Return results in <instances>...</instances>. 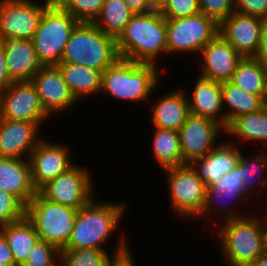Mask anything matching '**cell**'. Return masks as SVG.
Returning <instances> with one entry per match:
<instances>
[{
  "mask_svg": "<svg viewBox=\"0 0 267 266\" xmlns=\"http://www.w3.org/2000/svg\"><path fill=\"white\" fill-rule=\"evenodd\" d=\"M93 197L78 210L69 242L63 249H104L124 213V204L102 203Z\"/></svg>",
  "mask_w": 267,
  "mask_h": 266,
  "instance_id": "obj_4",
  "label": "cell"
},
{
  "mask_svg": "<svg viewBox=\"0 0 267 266\" xmlns=\"http://www.w3.org/2000/svg\"><path fill=\"white\" fill-rule=\"evenodd\" d=\"M241 151L231 142L217 145L203 158L191 163L206 187H212L238 164Z\"/></svg>",
  "mask_w": 267,
  "mask_h": 266,
  "instance_id": "obj_21",
  "label": "cell"
},
{
  "mask_svg": "<svg viewBox=\"0 0 267 266\" xmlns=\"http://www.w3.org/2000/svg\"><path fill=\"white\" fill-rule=\"evenodd\" d=\"M173 211L187 217H200L206 200V185L191 164L164 169Z\"/></svg>",
  "mask_w": 267,
  "mask_h": 266,
  "instance_id": "obj_8",
  "label": "cell"
},
{
  "mask_svg": "<svg viewBox=\"0 0 267 266\" xmlns=\"http://www.w3.org/2000/svg\"><path fill=\"white\" fill-rule=\"evenodd\" d=\"M219 34L244 58L255 57L261 38L259 17L234 11L219 25Z\"/></svg>",
  "mask_w": 267,
  "mask_h": 266,
  "instance_id": "obj_16",
  "label": "cell"
},
{
  "mask_svg": "<svg viewBox=\"0 0 267 266\" xmlns=\"http://www.w3.org/2000/svg\"><path fill=\"white\" fill-rule=\"evenodd\" d=\"M0 190L14 195L24 206L38 192L34 187L29 159L0 157Z\"/></svg>",
  "mask_w": 267,
  "mask_h": 266,
  "instance_id": "obj_20",
  "label": "cell"
},
{
  "mask_svg": "<svg viewBox=\"0 0 267 266\" xmlns=\"http://www.w3.org/2000/svg\"><path fill=\"white\" fill-rule=\"evenodd\" d=\"M92 187L88 169L75 164L56 179L49 181L39 192L52 202L80 209L94 197Z\"/></svg>",
  "mask_w": 267,
  "mask_h": 266,
  "instance_id": "obj_10",
  "label": "cell"
},
{
  "mask_svg": "<svg viewBox=\"0 0 267 266\" xmlns=\"http://www.w3.org/2000/svg\"><path fill=\"white\" fill-rule=\"evenodd\" d=\"M25 216V206L12 194L0 190V225L12 223Z\"/></svg>",
  "mask_w": 267,
  "mask_h": 266,
  "instance_id": "obj_36",
  "label": "cell"
},
{
  "mask_svg": "<svg viewBox=\"0 0 267 266\" xmlns=\"http://www.w3.org/2000/svg\"><path fill=\"white\" fill-rule=\"evenodd\" d=\"M0 266H17L4 235L0 232Z\"/></svg>",
  "mask_w": 267,
  "mask_h": 266,
  "instance_id": "obj_43",
  "label": "cell"
},
{
  "mask_svg": "<svg viewBox=\"0 0 267 266\" xmlns=\"http://www.w3.org/2000/svg\"><path fill=\"white\" fill-rule=\"evenodd\" d=\"M132 16L133 13L124 0H105L93 23L106 35L116 40L124 31Z\"/></svg>",
  "mask_w": 267,
  "mask_h": 266,
  "instance_id": "obj_30",
  "label": "cell"
},
{
  "mask_svg": "<svg viewBox=\"0 0 267 266\" xmlns=\"http://www.w3.org/2000/svg\"><path fill=\"white\" fill-rule=\"evenodd\" d=\"M168 0H150V4L151 6L155 9V10H161L164 5L167 3Z\"/></svg>",
  "mask_w": 267,
  "mask_h": 266,
  "instance_id": "obj_46",
  "label": "cell"
},
{
  "mask_svg": "<svg viewBox=\"0 0 267 266\" xmlns=\"http://www.w3.org/2000/svg\"><path fill=\"white\" fill-rule=\"evenodd\" d=\"M266 153H260L256 155L254 158L251 156L250 159L245 157L241 152V156L239 159L240 162V176L244 183L245 192L249 196L252 194H256V196L262 195V191H264L262 187H266L267 177L261 179V174H266L267 171V155ZM251 160V161H250ZM266 170V171H265ZM258 177V178H257ZM260 188L256 189L258 185ZM254 188V189H253ZM250 190V193H249ZM256 191V192H255Z\"/></svg>",
  "mask_w": 267,
  "mask_h": 266,
  "instance_id": "obj_32",
  "label": "cell"
},
{
  "mask_svg": "<svg viewBox=\"0 0 267 266\" xmlns=\"http://www.w3.org/2000/svg\"><path fill=\"white\" fill-rule=\"evenodd\" d=\"M152 149L156 161L163 170L183 165L178 131L156 128Z\"/></svg>",
  "mask_w": 267,
  "mask_h": 266,
  "instance_id": "obj_31",
  "label": "cell"
},
{
  "mask_svg": "<svg viewBox=\"0 0 267 266\" xmlns=\"http://www.w3.org/2000/svg\"><path fill=\"white\" fill-rule=\"evenodd\" d=\"M185 91L177 89L164 95L155 103L152 122L155 128L178 131L190 115Z\"/></svg>",
  "mask_w": 267,
  "mask_h": 266,
  "instance_id": "obj_23",
  "label": "cell"
},
{
  "mask_svg": "<svg viewBox=\"0 0 267 266\" xmlns=\"http://www.w3.org/2000/svg\"><path fill=\"white\" fill-rule=\"evenodd\" d=\"M219 226L220 247L227 264L245 266L265 253L264 219L242 216L227 208Z\"/></svg>",
  "mask_w": 267,
  "mask_h": 266,
  "instance_id": "obj_2",
  "label": "cell"
},
{
  "mask_svg": "<svg viewBox=\"0 0 267 266\" xmlns=\"http://www.w3.org/2000/svg\"><path fill=\"white\" fill-rule=\"evenodd\" d=\"M234 9L261 18L267 15V0H234Z\"/></svg>",
  "mask_w": 267,
  "mask_h": 266,
  "instance_id": "obj_39",
  "label": "cell"
},
{
  "mask_svg": "<svg viewBox=\"0 0 267 266\" xmlns=\"http://www.w3.org/2000/svg\"><path fill=\"white\" fill-rule=\"evenodd\" d=\"M133 14H143L155 10L150 0H124Z\"/></svg>",
  "mask_w": 267,
  "mask_h": 266,
  "instance_id": "obj_44",
  "label": "cell"
},
{
  "mask_svg": "<svg viewBox=\"0 0 267 266\" xmlns=\"http://www.w3.org/2000/svg\"><path fill=\"white\" fill-rule=\"evenodd\" d=\"M78 210L52 202L38 191L25 206V216L35 227L39 240L62 250L70 240Z\"/></svg>",
  "mask_w": 267,
  "mask_h": 266,
  "instance_id": "obj_7",
  "label": "cell"
},
{
  "mask_svg": "<svg viewBox=\"0 0 267 266\" xmlns=\"http://www.w3.org/2000/svg\"><path fill=\"white\" fill-rule=\"evenodd\" d=\"M0 232L6 238L17 266H22L29 252L39 240L33 224L24 216L22 219L0 225Z\"/></svg>",
  "mask_w": 267,
  "mask_h": 266,
  "instance_id": "obj_25",
  "label": "cell"
},
{
  "mask_svg": "<svg viewBox=\"0 0 267 266\" xmlns=\"http://www.w3.org/2000/svg\"><path fill=\"white\" fill-rule=\"evenodd\" d=\"M118 57L113 37L106 35L93 22H79L70 35L61 62L103 72Z\"/></svg>",
  "mask_w": 267,
  "mask_h": 266,
  "instance_id": "obj_5",
  "label": "cell"
},
{
  "mask_svg": "<svg viewBox=\"0 0 267 266\" xmlns=\"http://www.w3.org/2000/svg\"><path fill=\"white\" fill-rule=\"evenodd\" d=\"M231 82L247 92L267 98V65L254 57H244L237 65Z\"/></svg>",
  "mask_w": 267,
  "mask_h": 266,
  "instance_id": "obj_28",
  "label": "cell"
},
{
  "mask_svg": "<svg viewBox=\"0 0 267 266\" xmlns=\"http://www.w3.org/2000/svg\"><path fill=\"white\" fill-rule=\"evenodd\" d=\"M70 156L67 146L46 139L38 143L29 157L32 181L37 191L75 165Z\"/></svg>",
  "mask_w": 267,
  "mask_h": 266,
  "instance_id": "obj_14",
  "label": "cell"
},
{
  "mask_svg": "<svg viewBox=\"0 0 267 266\" xmlns=\"http://www.w3.org/2000/svg\"><path fill=\"white\" fill-rule=\"evenodd\" d=\"M30 81L49 116L65 112L78 102L70 92L56 65L42 66Z\"/></svg>",
  "mask_w": 267,
  "mask_h": 266,
  "instance_id": "obj_15",
  "label": "cell"
},
{
  "mask_svg": "<svg viewBox=\"0 0 267 266\" xmlns=\"http://www.w3.org/2000/svg\"><path fill=\"white\" fill-rule=\"evenodd\" d=\"M111 257L104 249H62L61 266H106Z\"/></svg>",
  "mask_w": 267,
  "mask_h": 266,
  "instance_id": "obj_33",
  "label": "cell"
},
{
  "mask_svg": "<svg viewBox=\"0 0 267 266\" xmlns=\"http://www.w3.org/2000/svg\"><path fill=\"white\" fill-rule=\"evenodd\" d=\"M196 80L192 100L188 99L190 114L214 120L225 129L221 83L202 76Z\"/></svg>",
  "mask_w": 267,
  "mask_h": 266,
  "instance_id": "obj_22",
  "label": "cell"
},
{
  "mask_svg": "<svg viewBox=\"0 0 267 266\" xmlns=\"http://www.w3.org/2000/svg\"><path fill=\"white\" fill-rule=\"evenodd\" d=\"M63 79L76 100L85 96L99 94L101 91L102 72L80 64L60 62L56 65Z\"/></svg>",
  "mask_w": 267,
  "mask_h": 266,
  "instance_id": "obj_24",
  "label": "cell"
},
{
  "mask_svg": "<svg viewBox=\"0 0 267 266\" xmlns=\"http://www.w3.org/2000/svg\"><path fill=\"white\" fill-rule=\"evenodd\" d=\"M261 20V38L259 49L254 58L267 65V15L260 18Z\"/></svg>",
  "mask_w": 267,
  "mask_h": 266,
  "instance_id": "obj_41",
  "label": "cell"
},
{
  "mask_svg": "<svg viewBox=\"0 0 267 266\" xmlns=\"http://www.w3.org/2000/svg\"><path fill=\"white\" fill-rule=\"evenodd\" d=\"M166 27L168 54L199 53L219 34V25L202 13L190 17L166 19Z\"/></svg>",
  "mask_w": 267,
  "mask_h": 266,
  "instance_id": "obj_9",
  "label": "cell"
},
{
  "mask_svg": "<svg viewBox=\"0 0 267 266\" xmlns=\"http://www.w3.org/2000/svg\"><path fill=\"white\" fill-rule=\"evenodd\" d=\"M33 0H0V38L31 40L38 29L44 8Z\"/></svg>",
  "mask_w": 267,
  "mask_h": 266,
  "instance_id": "obj_11",
  "label": "cell"
},
{
  "mask_svg": "<svg viewBox=\"0 0 267 266\" xmlns=\"http://www.w3.org/2000/svg\"><path fill=\"white\" fill-rule=\"evenodd\" d=\"M220 131L225 133L214 120L190 114L178 130L183 164H191L215 148L214 142L222 134Z\"/></svg>",
  "mask_w": 267,
  "mask_h": 266,
  "instance_id": "obj_13",
  "label": "cell"
},
{
  "mask_svg": "<svg viewBox=\"0 0 267 266\" xmlns=\"http://www.w3.org/2000/svg\"><path fill=\"white\" fill-rule=\"evenodd\" d=\"M79 22H93L105 0H54Z\"/></svg>",
  "mask_w": 267,
  "mask_h": 266,
  "instance_id": "obj_34",
  "label": "cell"
},
{
  "mask_svg": "<svg viewBox=\"0 0 267 266\" xmlns=\"http://www.w3.org/2000/svg\"><path fill=\"white\" fill-rule=\"evenodd\" d=\"M49 117L31 81L13 82L0 93L1 119L36 122L42 126Z\"/></svg>",
  "mask_w": 267,
  "mask_h": 266,
  "instance_id": "obj_12",
  "label": "cell"
},
{
  "mask_svg": "<svg viewBox=\"0 0 267 266\" xmlns=\"http://www.w3.org/2000/svg\"><path fill=\"white\" fill-rule=\"evenodd\" d=\"M59 261L61 250L49 242L38 240L22 266H61Z\"/></svg>",
  "mask_w": 267,
  "mask_h": 266,
  "instance_id": "obj_35",
  "label": "cell"
},
{
  "mask_svg": "<svg viewBox=\"0 0 267 266\" xmlns=\"http://www.w3.org/2000/svg\"><path fill=\"white\" fill-rule=\"evenodd\" d=\"M13 83L6 65V57L3 47L0 45V93L5 91Z\"/></svg>",
  "mask_w": 267,
  "mask_h": 266,
  "instance_id": "obj_42",
  "label": "cell"
},
{
  "mask_svg": "<svg viewBox=\"0 0 267 266\" xmlns=\"http://www.w3.org/2000/svg\"><path fill=\"white\" fill-rule=\"evenodd\" d=\"M160 12L166 19L190 17L201 13L199 0H168Z\"/></svg>",
  "mask_w": 267,
  "mask_h": 266,
  "instance_id": "obj_38",
  "label": "cell"
},
{
  "mask_svg": "<svg viewBox=\"0 0 267 266\" xmlns=\"http://www.w3.org/2000/svg\"><path fill=\"white\" fill-rule=\"evenodd\" d=\"M264 213L262 218H264L265 252H267V211Z\"/></svg>",
  "mask_w": 267,
  "mask_h": 266,
  "instance_id": "obj_47",
  "label": "cell"
},
{
  "mask_svg": "<svg viewBox=\"0 0 267 266\" xmlns=\"http://www.w3.org/2000/svg\"><path fill=\"white\" fill-rule=\"evenodd\" d=\"M245 266H267V252H265L263 255H261L254 262L249 263Z\"/></svg>",
  "mask_w": 267,
  "mask_h": 266,
  "instance_id": "obj_45",
  "label": "cell"
},
{
  "mask_svg": "<svg viewBox=\"0 0 267 266\" xmlns=\"http://www.w3.org/2000/svg\"><path fill=\"white\" fill-rule=\"evenodd\" d=\"M122 236L118 246L116 247L113 255L108 259L106 266H135V262L132 259L131 251H129L128 245H126V239Z\"/></svg>",
  "mask_w": 267,
  "mask_h": 266,
  "instance_id": "obj_40",
  "label": "cell"
},
{
  "mask_svg": "<svg viewBox=\"0 0 267 266\" xmlns=\"http://www.w3.org/2000/svg\"><path fill=\"white\" fill-rule=\"evenodd\" d=\"M246 195L247 194L245 192L244 183L240 176V162H238V164L233 168V170L224 174L222 178L217 181L216 185L212 187H206L205 205L200 216H207V214H212V211L215 212L214 205L218 202L217 200L219 199H229L231 201H234L235 199V203H237L242 198H245L244 200L247 201L245 197ZM229 202L230 201H228V203ZM219 204L221 205L224 203H220L219 201Z\"/></svg>",
  "mask_w": 267,
  "mask_h": 266,
  "instance_id": "obj_27",
  "label": "cell"
},
{
  "mask_svg": "<svg viewBox=\"0 0 267 266\" xmlns=\"http://www.w3.org/2000/svg\"><path fill=\"white\" fill-rule=\"evenodd\" d=\"M166 36V18L159 10L133 14L115 40L118 56L138 63L157 65L159 55L168 53Z\"/></svg>",
  "mask_w": 267,
  "mask_h": 266,
  "instance_id": "obj_1",
  "label": "cell"
},
{
  "mask_svg": "<svg viewBox=\"0 0 267 266\" xmlns=\"http://www.w3.org/2000/svg\"><path fill=\"white\" fill-rule=\"evenodd\" d=\"M199 53H202V76L219 83L231 81L238 63L243 57L220 35L209 41Z\"/></svg>",
  "mask_w": 267,
  "mask_h": 266,
  "instance_id": "obj_17",
  "label": "cell"
},
{
  "mask_svg": "<svg viewBox=\"0 0 267 266\" xmlns=\"http://www.w3.org/2000/svg\"><path fill=\"white\" fill-rule=\"evenodd\" d=\"M6 57L8 73L13 82L30 81L42 67L39 62L32 40L19 38H0Z\"/></svg>",
  "mask_w": 267,
  "mask_h": 266,
  "instance_id": "obj_19",
  "label": "cell"
},
{
  "mask_svg": "<svg viewBox=\"0 0 267 266\" xmlns=\"http://www.w3.org/2000/svg\"><path fill=\"white\" fill-rule=\"evenodd\" d=\"M200 12L220 25L234 11V0H199Z\"/></svg>",
  "mask_w": 267,
  "mask_h": 266,
  "instance_id": "obj_37",
  "label": "cell"
},
{
  "mask_svg": "<svg viewBox=\"0 0 267 266\" xmlns=\"http://www.w3.org/2000/svg\"><path fill=\"white\" fill-rule=\"evenodd\" d=\"M40 127L36 122L0 118V157L24 159L28 154L26 157L29 159L42 140L38 138Z\"/></svg>",
  "mask_w": 267,
  "mask_h": 266,
  "instance_id": "obj_18",
  "label": "cell"
},
{
  "mask_svg": "<svg viewBox=\"0 0 267 266\" xmlns=\"http://www.w3.org/2000/svg\"><path fill=\"white\" fill-rule=\"evenodd\" d=\"M223 107H228L225 113V129L236 117L260 111L266 106L260 96L236 86L231 81L221 83ZM226 104V105H225Z\"/></svg>",
  "mask_w": 267,
  "mask_h": 266,
  "instance_id": "obj_26",
  "label": "cell"
},
{
  "mask_svg": "<svg viewBox=\"0 0 267 266\" xmlns=\"http://www.w3.org/2000/svg\"><path fill=\"white\" fill-rule=\"evenodd\" d=\"M78 23L54 0L44 8L38 29L31 39L42 66L61 62L66 44Z\"/></svg>",
  "mask_w": 267,
  "mask_h": 266,
  "instance_id": "obj_6",
  "label": "cell"
},
{
  "mask_svg": "<svg viewBox=\"0 0 267 266\" xmlns=\"http://www.w3.org/2000/svg\"><path fill=\"white\" fill-rule=\"evenodd\" d=\"M157 69L154 64L118 57L102 72L100 94L107 92L120 100L145 103L158 85Z\"/></svg>",
  "mask_w": 267,
  "mask_h": 266,
  "instance_id": "obj_3",
  "label": "cell"
},
{
  "mask_svg": "<svg viewBox=\"0 0 267 266\" xmlns=\"http://www.w3.org/2000/svg\"><path fill=\"white\" fill-rule=\"evenodd\" d=\"M244 141L267 144V107L260 111L234 118L225 129V133Z\"/></svg>",
  "mask_w": 267,
  "mask_h": 266,
  "instance_id": "obj_29",
  "label": "cell"
}]
</instances>
